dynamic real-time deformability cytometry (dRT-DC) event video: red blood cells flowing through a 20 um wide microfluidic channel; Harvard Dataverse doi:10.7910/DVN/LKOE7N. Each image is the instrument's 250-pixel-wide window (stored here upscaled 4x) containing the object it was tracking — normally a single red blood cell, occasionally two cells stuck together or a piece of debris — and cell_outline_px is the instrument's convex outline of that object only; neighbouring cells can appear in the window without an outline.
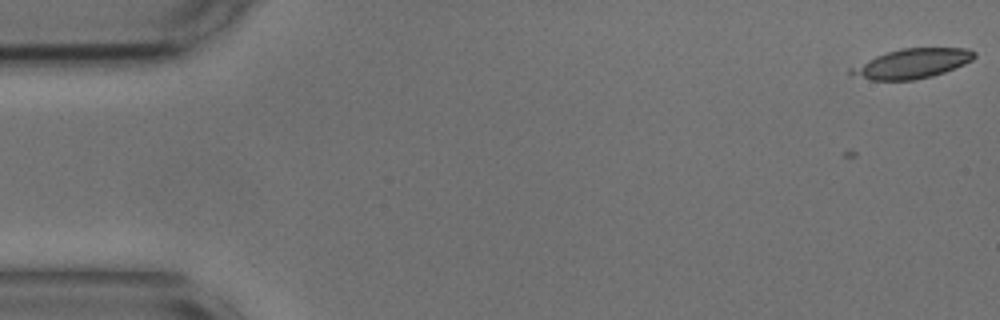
{"species": "common noctule bat (a hibernating species)", "species_latin": "Nyctalus noctula", "temperature_condition": "cold", "stored_images_in_passage": 5, "camera_frame_rate_fps": 3000, "um_per_image_px": 0.085, "animal": {"sex": "male", "body_mass_g": 17.9, "forearm_length_mm": 54.2}, "frame": {"image": 1, "passage_image": 5, "time_ms": 1.333, "image_size_px": [1000, 320], "cell_outline_px": [[976, 56], [972, 60], [964, 64], [944, 72], [932, 76], [912, 80], [872, 80], [848, 76], [848, 68], [876, 56], [888, 52], [904, 48], [968, 48], [976, 52]], "centroid_in_image_um": [77.48, 5.41], "position_along_channel_um": 7.5, "area_um2": 21.33}}